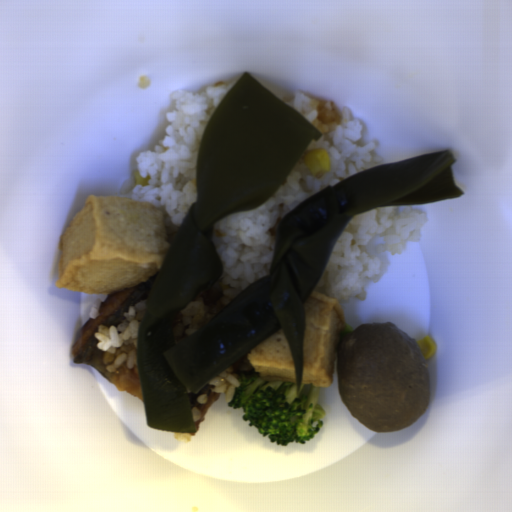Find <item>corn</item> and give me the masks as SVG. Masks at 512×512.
I'll use <instances>...</instances> for the list:
<instances>
[{
	"mask_svg": "<svg viewBox=\"0 0 512 512\" xmlns=\"http://www.w3.org/2000/svg\"><path fill=\"white\" fill-rule=\"evenodd\" d=\"M173 437H175L176 439L178 440H183V441H192V437L190 435V433H182V432H175L172 434Z\"/></svg>",
	"mask_w": 512,
	"mask_h": 512,
	"instance_id": "cfcad685",
	"label": "corn"
},
{
	"mask_svg": "<svg viewBox=\"0 0 512 512\" xmlns=\"http://www.w3.org/2000/svg\"><path fill=\"white\" fill-rule=\"evenodd\" d=\"M301 156L309 173L318 180L331 169L330 157L326 148L302 151Z\"/></svg>",
	"mask_w": 512,
	"mask_h": 512,
	"instance_id": "51d56268",
	"label": "corn"
},
{
	"mask_svg": "<svg viewBox=\"0 0 512 512\" xmlns=\"http://www.w3.org/2000/svg\"><path fill=\"white\" fill-rule=\"evenodd\" d=\"M132 175L136 181V186L139 184H142L143 186L150 185L148 182V180L151 179V175L149 172L146 177H141L139 169H136L132 171Z\"/></svg>",
	"mask_w": 512,
	"mask_h": 512,
	"instance_id": "5cfa1b94",
	"label": "corn"
},
{
	"mask_svg": "<svg viewBox=\"0 0 512 512\" xmlns=\"http://www.w3.org/2000/svg\"><path fill=\"white\" fill-rule=\"evenodd\" d=\"M425 355L426 361H429L435 354L438 346L431 336H426L417 342Z\"/></svg>",
	"mask_w": 512,
	"mask_h": 512,
	"instance_id": "f1292c28",
	"label": "corn"
}]
</instances>
